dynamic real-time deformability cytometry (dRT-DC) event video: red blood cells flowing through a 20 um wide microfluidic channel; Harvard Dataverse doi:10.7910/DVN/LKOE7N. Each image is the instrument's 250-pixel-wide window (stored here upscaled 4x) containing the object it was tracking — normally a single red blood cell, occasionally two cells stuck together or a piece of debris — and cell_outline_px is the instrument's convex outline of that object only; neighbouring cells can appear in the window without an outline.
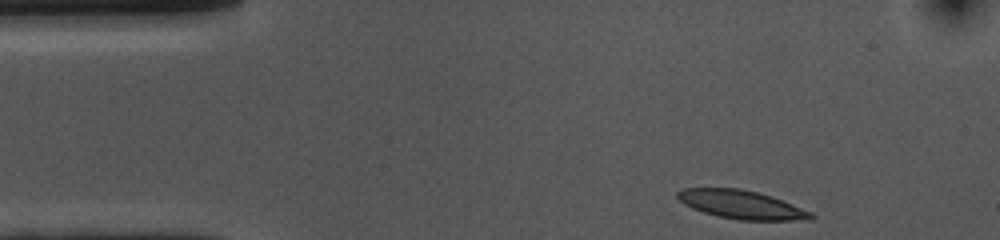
{"species": "common noctule bat (a hibernating species)", "species_latin": "Nyctalus noctula", "temperature_condition": "cold", "stored_images_in_passage": 37, "camera_frame_rate_fps": 3000, "um_per_image_px": 0.085, "animal": {"sex": "female", "body_mass_g": 10.0, "forearm_length_mm": 53.1}, "frame": {"image": 1, "passage_image": 1, "time_ms": 0.0, "image_size_px": [1000, 240], "cell_outline_px": [[816, 216], [812, 220], [740, 220], [716, 216], [692, 208], [684, 204], [676, 196], [676, 192], [684, 188], [740, 188], [772, 196], [812, 212]], "centroid_in_image_um": [63.04, 17.39], "position_along_channel_um": 22.0, "area_um2": 22.2}}
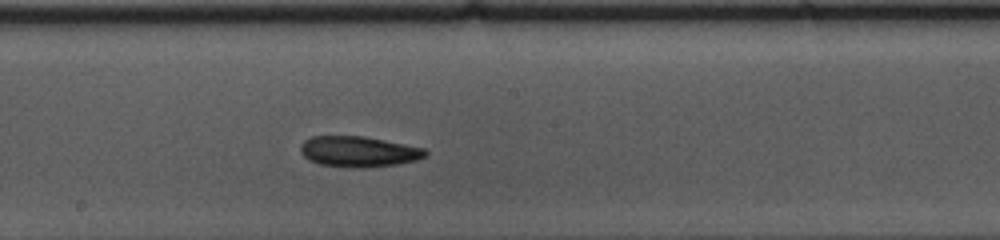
{"frame": {"image": 2, "passage_image": 22, "time_ms": 7.0, "image_size_px": [1000, 240], "cell_outline_px": [[428, 152], [424, 156], [416, 160], [396, 164], [364, 168], [348, 168], [320, 164], [308, 160], [300, 152], [300, 144], [304, 140], [312, 136], [364, 136], [424, 148]], "centroid_in_image_um": [30.43, 12.89], "position_along_channel_um": 217.8, "area_um2": 22.37}}
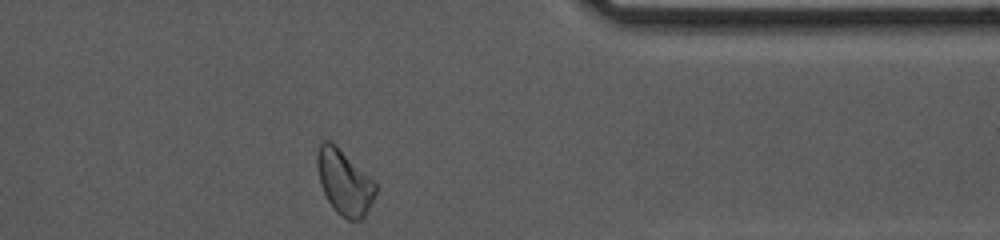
{"frame": {"image": 3, "passage_image": 37, "time_ms": 12.0, "image_size_px": [1000, 240], "cell_outline_px": [[376, 192], [364, 216], [360, 220], [348, 220], [336, 212], [332, 208], [320, 184], [316, 164], [316, 152], [320, 144], [324, 140], [328, 140], [336, 144], [376, 184]], "centroid_in_image_um": [29.22, 15.47], "position_along_channel_um": 382.2, "area_um2": 21.85}}